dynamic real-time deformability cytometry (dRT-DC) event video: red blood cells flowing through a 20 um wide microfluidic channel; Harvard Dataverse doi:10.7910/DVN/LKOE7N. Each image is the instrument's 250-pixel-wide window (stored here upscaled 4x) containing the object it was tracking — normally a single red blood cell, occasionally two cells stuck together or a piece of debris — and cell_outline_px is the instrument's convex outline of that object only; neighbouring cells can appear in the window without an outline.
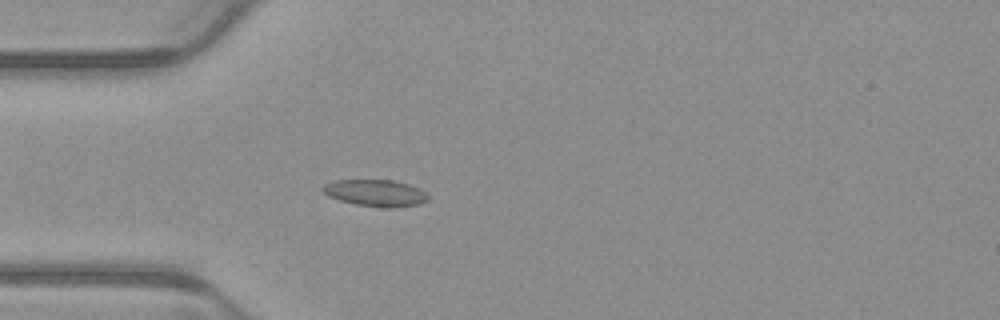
{"species": "common noctule bat (a hibernating species)", "species_latin": "Nyctalus noctula", "temperature_condition": "warm", "stored_images_in_passage": 4, "camera_frame_rate_fps": 3000, "um_per_image_px": 0.085, "animal": {"sex": "male", "body_mass_g": 23.1, "forearm_length_mm": 52.7}, "frame": {"image": 1, "passage_image": 4, "time_ms": 1.0, "image_size_px": [1000, 320], "cell_outline_px": [[428, 200], [420, 204], [392, 208], [388, 208], [356, 204], [340, 200], [328, 196], [320, 188], [324, 184], [336, 180], [392, 180], [408, 184], [424, 192], [428, 196]], "centroid_in_image_um": [31.9, 16.4], "position_along_channel_um": 53.1, "area_um2": 16.24}}